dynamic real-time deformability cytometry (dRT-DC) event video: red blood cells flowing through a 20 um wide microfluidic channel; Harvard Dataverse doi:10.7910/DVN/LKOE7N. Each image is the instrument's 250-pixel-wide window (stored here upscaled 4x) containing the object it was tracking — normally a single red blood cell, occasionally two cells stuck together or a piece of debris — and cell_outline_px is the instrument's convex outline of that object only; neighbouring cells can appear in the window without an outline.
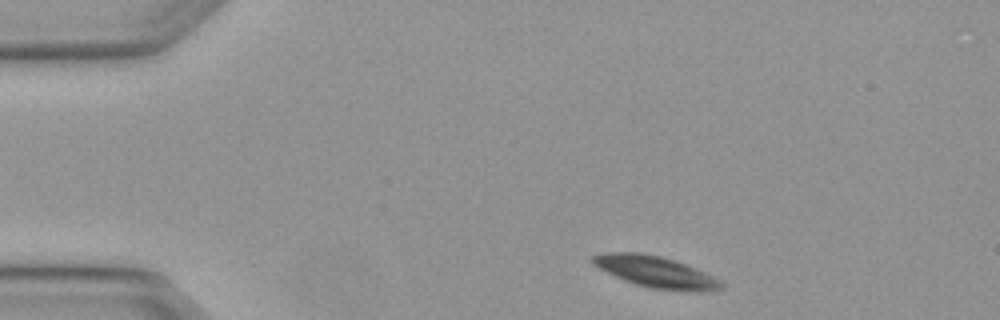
{"species": "Egyptian fruit bat (a non-hibernating species)", "species_latin": "Rousettus aegyptiacus", "temperature_condition": "warm", "stored_images_in_passage": 4, "camera_frame_rate_fps": 3000, "um_per_image_px": 0.085, "animal": {"sex": "female"}, "frame": {"image": 1, "passage_image": 1, "time_ms": 0.0, "image_size_px": [1000, 320], "cell_outline_px": [[724, 288], [712, 292], [688, 292], [648, 288], [624, 280], [592, 264], [588, 260], [592, 256], [612, 252], [640, 252], [660, 256], [684, 264], [704, 272], [720, 280], [724, 284]], "centroid_in_image_um": [55.78, 23.14], "position_along_channel_um": 29.2, "area_um2": 23.58}}
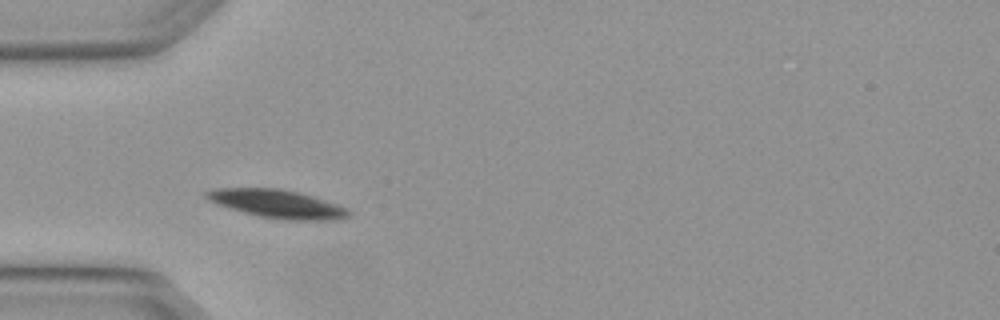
{"frame": {"image": 2, "passage_image": 3, "time_ms": 0.667, "image_size_px": [1000, 320], "cell_outline_px": [[352, 212], [348, 216], [340, 220], [284, 220], [260, 216], [228, 208], [216, 204], [208, 200], [204, 196], [204, 192], [212, 188], [280, 188], [300, 192], [348, 208]], "centroid_in_image_um": [23.55, 17.32], "position_along_channel_um": 61.4, "area_um2": 23.64}}
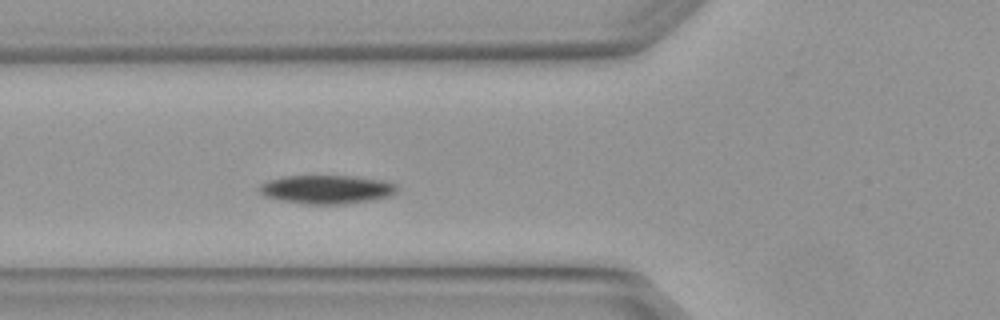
{"frame": {"image": 3, "passage_image": 4, "time_ms": 1.0, "image_size_px": [1000, 320], "cell_outline_px": [[400, 188], [396, 192], [388, 196], [372, 200], [344, 204], [304, 204], [280, 200], [264, 196], [256, 188], [260, 184], [268, 180], [284, 176], [352, 176], [384, 180], [396, 184]], "centroid_in_image_um": [27.76, 16.1], "position_along_channel_um": 98.0, "area_um2": 23.18}}